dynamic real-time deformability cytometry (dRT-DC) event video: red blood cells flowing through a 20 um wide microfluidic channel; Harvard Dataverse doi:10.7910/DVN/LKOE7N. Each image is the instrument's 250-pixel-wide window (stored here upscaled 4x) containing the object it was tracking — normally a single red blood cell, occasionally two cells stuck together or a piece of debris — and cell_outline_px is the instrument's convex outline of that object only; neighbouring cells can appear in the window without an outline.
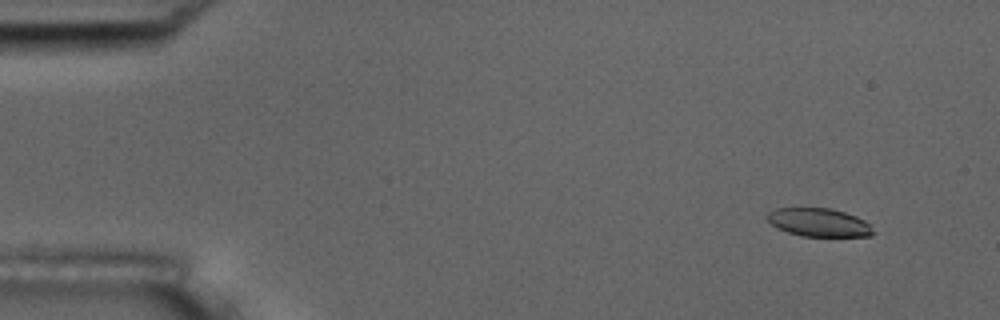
{"species": "common noctule bat (a hibernating species)", "species_latin": "Nyctalus noctula", "temperature_condition": "room temperature", "stored_images_in_passage": 3, "camera_frame_rate_fps": 3000, "um_per_image_px": 0.085, "animal": {"sex": "male", "body_mass_g": 17.5, "forearm_length_mm": 52.3}, "frame": {"image": 1, "passage_image": 2, "time_ms": 1.333, "image_size_px": [1000, 320], "cell_outline_px": [[872, 236], [800, 236], [776, 228], [768, 220], [768, 212], [776, 208], [832, 208], [856, 216], [864, 220], [868, 224], [872, 232]], "centroid_in_image_um": [69.57, 18.9], "position_along_channel_um": 15.4, "area_um2": 17.28}}